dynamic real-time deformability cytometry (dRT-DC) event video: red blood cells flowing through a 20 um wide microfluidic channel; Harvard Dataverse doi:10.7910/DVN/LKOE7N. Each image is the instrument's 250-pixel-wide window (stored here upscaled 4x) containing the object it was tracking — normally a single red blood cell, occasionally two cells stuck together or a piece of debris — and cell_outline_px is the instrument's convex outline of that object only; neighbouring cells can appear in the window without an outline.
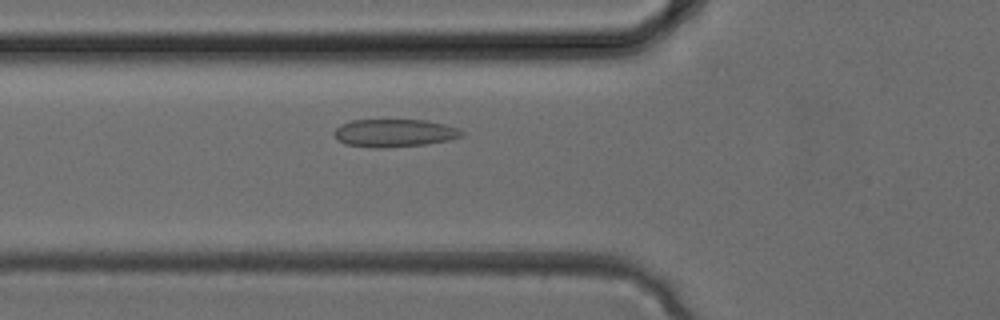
{"species": "common noctule bat (a hibernating species)", "species_latin": "Nyctalus noctula", "temperature_condition": "cold", "stored_images_in_passage": 4, "camera_frame_rate_fps": 3000, "um_per_image_px": 0.085, "animal": {"sex": "female", "body_mass_g": 24.6, "forearm_length_mm": 56.2}, "frame": {"image": 1, "passage_image": 4, "time_ms": 1.0, "image_size_px": [1000, 320], "cell_outline_px": [[464, 132], [460, 136], [448, 140], [424, 144], [384, 148], [376, 148], [344, 144], [336, 136], [336, 128], [340, 124], [352, 120], [424, 120], [444, 124], [456, 128]], "centroid_in_image_um": [33.5, 11.3], "position_along_channel_um": 92.3, "area_um2": 20.35}}